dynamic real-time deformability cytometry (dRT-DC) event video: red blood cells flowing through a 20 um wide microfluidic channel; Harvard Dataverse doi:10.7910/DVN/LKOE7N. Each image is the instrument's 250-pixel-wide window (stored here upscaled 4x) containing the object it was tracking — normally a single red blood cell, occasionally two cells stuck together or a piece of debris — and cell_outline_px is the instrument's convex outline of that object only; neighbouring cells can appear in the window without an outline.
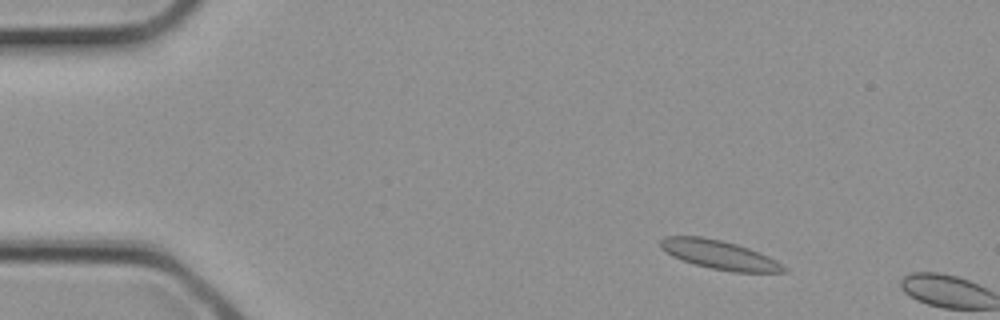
{"species": "common noctule bat (a hibernating species)", "species_latin": "Nyctalus noctula", "temperature_condition": "cold", "stored_images_in_passage": 2, "camera_frame_rate_fps": 3000, "um_per_image_px": 0.085, "animal": {"sex": "female", "body_mass_g": 21.9}, "frame": {"image": 1, "passage_image": 1, "time_ms": 0.0, "image_size_px": [1000, 320], "cell_outline_px": [[788, 272], [732, 272], [712, 268], [696, 264], [672, 256], [660, 248], [660, 240], [664, 236], [700, 236], [720, 240], [736, 244], [760, 252], [776, 260], [788, 268]], "centroid_in_image_um": [61.17, 21.65], "position_along_channel_um": 23.8, "area_um2": 20.63}}